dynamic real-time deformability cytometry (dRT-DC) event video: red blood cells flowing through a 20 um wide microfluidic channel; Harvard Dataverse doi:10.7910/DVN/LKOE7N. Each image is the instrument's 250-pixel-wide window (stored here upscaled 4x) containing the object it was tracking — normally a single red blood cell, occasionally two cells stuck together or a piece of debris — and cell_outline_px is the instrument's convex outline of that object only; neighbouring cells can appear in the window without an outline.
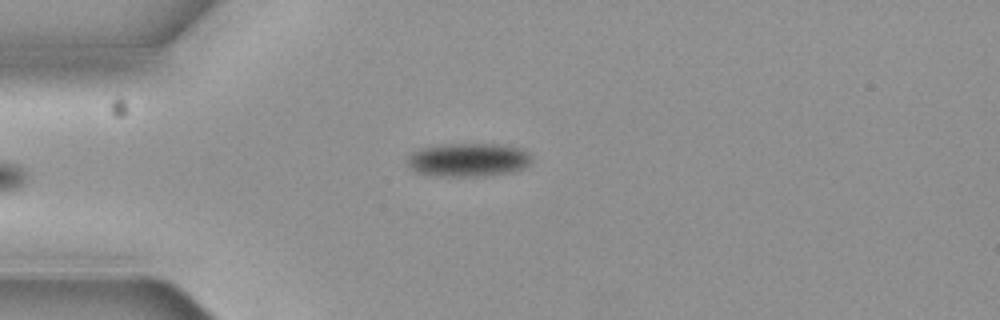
{"species": "common noctule bat (a hibernating species)", "species_latin": "Nyctalus noctula", "temperature_condition": "cold", "stored_images_in_passage": 5, "camera_frame_rate_fps": 3000, "um_per_image_px": 0.085, "animal": {"sex": "female", "body_mass_g": 19.3, "forearm_length_mm": 54.1}, "frame": {"image": 1, "passage_image": 5, "time_ms": 1.333, "image_size_px": [1000, 320], "cell_outline_px": [[532, 156], [528, 164], [524, 168], [512, 172], [492, 176], [432, 176], [416, 172], [408, 168], [408, 160], [412, 152], [424, 148], [440, 144], [504, 144], [520, 148], [528, 152]], "centroid_in_image_um": [39.82, 13.6], "position_along_channel_um": 45.2, "area_um2": 24.57}}